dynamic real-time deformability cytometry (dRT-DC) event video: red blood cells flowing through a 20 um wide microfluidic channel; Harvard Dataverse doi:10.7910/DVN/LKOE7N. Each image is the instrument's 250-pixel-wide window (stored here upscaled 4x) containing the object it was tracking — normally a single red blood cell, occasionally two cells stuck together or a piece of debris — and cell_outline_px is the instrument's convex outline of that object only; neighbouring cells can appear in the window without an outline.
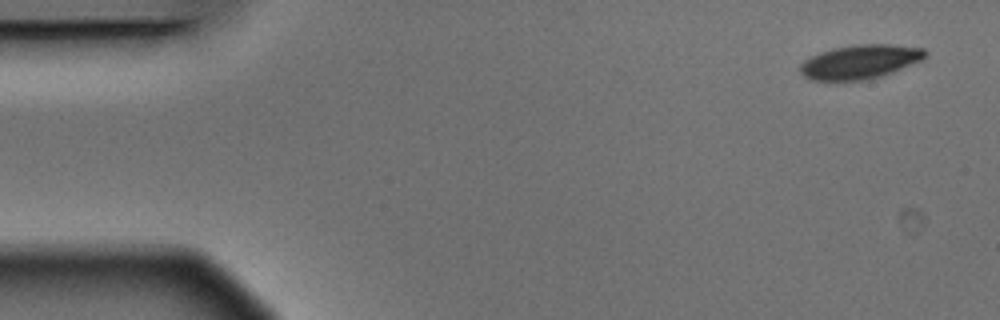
{"species": "Egyptian fruit bat (a non-hibernating species)", "species_latin": "Rousettus aegyptiacus", "temperature_condition": "warm", "stored_images_in_passage": 4, "camera_frame_rate_fps": 3000, "um_per_image_px": 0.085, "animal": {"sex": "male"}, "frame": {"image": 1, "passage_image": 1, "time_ms": 0.0, "image_size_px": [1000, 320], "cell_outline_px": [[928, 52], [924, 60], [892, 72], [880, 76], [864, 80], [808, 80], [800, 72], [800, 64], [804, 60], [820, 52], [832, 48], [856, 44], [888, 44], [924, 48]], "centroid_in_image_um": [73.12, 5.24], "position_along_channel_um": 11.9, "area_um2": 24.91}}
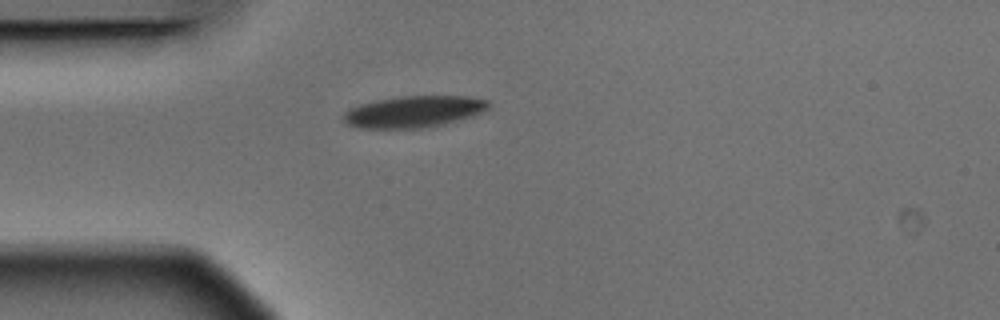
{"frame": {"image": 2, "passage_image": 4, "time_ms": 1.0, "image_size_px": [1000, 320], "cell_outline_px": [[492, 104], [484, 112], [472, 116], [444, 124], [424, 128], [360, 128], [348, 124], [344, 120], [344, 112], [348, 108], [360, 104], [376, 100], [400, 96], [468, 96], [488, 100]], "centroid_in_image_um": [35.2, 9.48], "position_along_channel_um": 49.8, "area_um2": 26.82}}